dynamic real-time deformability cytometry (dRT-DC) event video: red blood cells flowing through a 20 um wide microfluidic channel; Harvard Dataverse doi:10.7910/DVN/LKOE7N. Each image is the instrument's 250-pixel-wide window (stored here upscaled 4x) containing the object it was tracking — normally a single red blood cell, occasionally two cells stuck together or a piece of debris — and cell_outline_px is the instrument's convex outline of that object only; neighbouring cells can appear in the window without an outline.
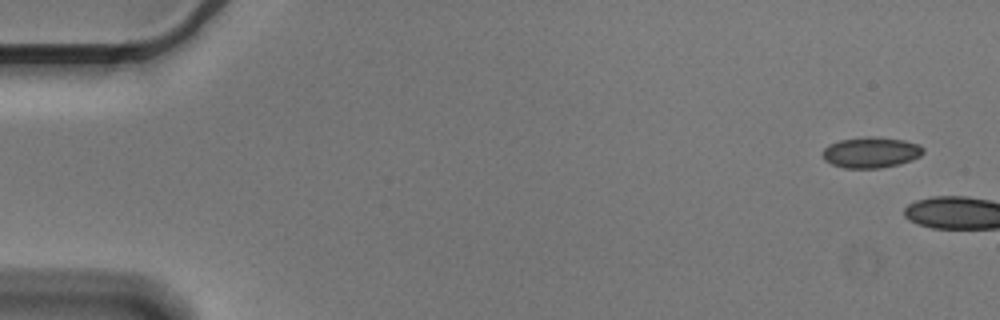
{"species": "Egyptian fruit bat (a non-hibernating species)", "species_latin": "Rousettus aegyptiacus", "temperature_condition": "cold", "stored_images_in_passage": 3, "camera_frame_rate_fps": 3000, "um_per_image_px": 0.085, "animal": {"sex": "male"}, "frame": {"image": 1, "passage_image": 1, "time_ms": 0.0, "image_size_px": [1000, 320], "cell_outline_px": [[924, 152], [920, 156], [912, 160], [900, 164], [880, 168], [844, 168], [832, 164], [824, 160], [824, 148], [828, 144], [840, 140], [868, 136], [904, 140], [920, 144], [924, 148]], "centroid_in_image_um": [74.06, 12.96], "position_along_channel_um": 10.9, "area_um2": 18.09}}